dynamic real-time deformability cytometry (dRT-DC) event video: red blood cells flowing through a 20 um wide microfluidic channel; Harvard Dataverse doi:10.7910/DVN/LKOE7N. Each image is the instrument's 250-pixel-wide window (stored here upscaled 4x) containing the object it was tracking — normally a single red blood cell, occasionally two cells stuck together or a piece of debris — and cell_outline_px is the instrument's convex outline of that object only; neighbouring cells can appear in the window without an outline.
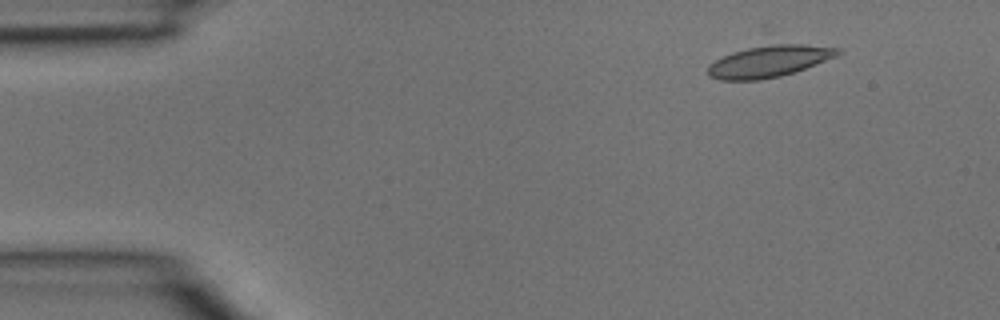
{"species": "common noctule bat (a hibernating species)", "species_latin": "Nyctalus noctula", "temperature_condition": "room temperature", "stored_images_in_passage": 4, "camera_frame_rate_fps": 3000, "um_per_image_px": 0.085, "animal": {"sex": "male", "body_mass_g": 15.6}, "frame": {"image": 1, "passage_image": 2, "time_ms": 0.333, "image_size_px": [1000, 320], "cell_outline_px": [[840, 52], [836, 56], [796, 72], [780, 76], [760, 80], [720, 80], [708, 76], [708, 64], [732, 52], [748, 48], [772, 44], [804, 44], [840, 48]], "centroid_in_image_um": [65.36, 5.22], "position_along_channel_um": 19.6, "area_um2": 23.81}}